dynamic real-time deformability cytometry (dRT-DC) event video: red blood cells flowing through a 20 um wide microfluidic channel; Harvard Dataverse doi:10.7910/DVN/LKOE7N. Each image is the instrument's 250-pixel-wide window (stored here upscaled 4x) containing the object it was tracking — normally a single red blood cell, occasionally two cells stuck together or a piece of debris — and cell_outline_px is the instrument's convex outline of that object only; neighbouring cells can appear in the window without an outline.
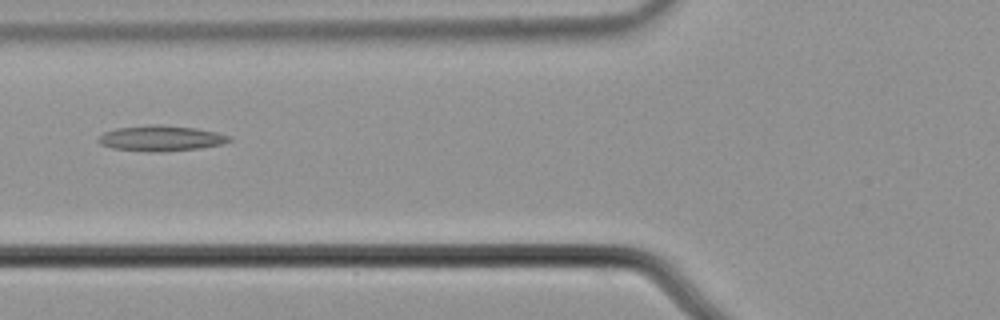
{"species": "common noctule bat (a hibernating species)", "species_latin": "Nyctalus noctula", "temperature_condition": "cold", "stored_images_in_passage": 56, "camera_frame_rate_fps": 3000, "um_per_image_px": 0.085, "animal": {"sex": "male", "body_mass_g": 21.5, "forearm_length_mm": 52.0}, "frame": {"image": 1, "passage_image": 22, "time_ms": 7.0, "image_size_px": [1000, 320], "cell_outline_px": [[232, 140], [220, 144], [200, 148], [160, 152], [152, 152], [112, 148], [100, 144], [96, 140], [104, 132], [116, 128], [152, 124], [160, 124], [196, 128], [216, 132], [232, 136]], "centroid_in_image_um": [13.67, 11.75], "position_along_channel_um": 112.1, "area_um2": 19.54}}
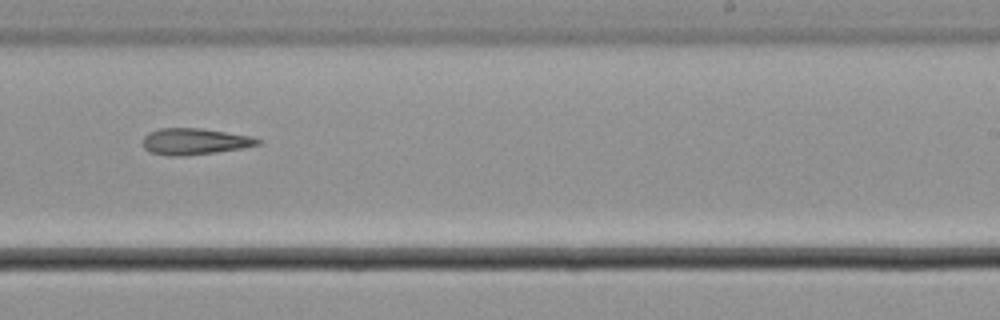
{"frame": {"image": 2, "passage_image": 35, "time_ms": 11.333, "image_size_px": [1000, 320], "cell_outline_px": [[264, 140], [260, 144], [244, 148], [216, 152], [184, 156], [168, 156], [148, 152], [144, 148], [144, 136], [148, 132], [160, 128], [200, 128], [252, 136]], "centroid_in_image_um": [16.56, 12.03], "position_along_channel_um": 272.4, "area_um2": 17.86}}
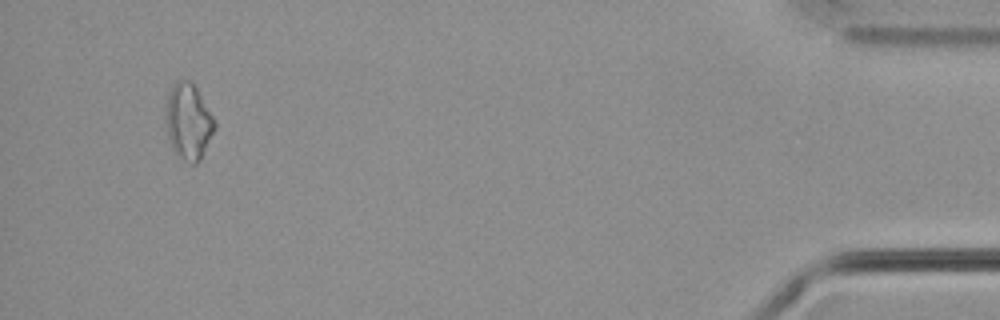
{"frame": {"image": 3, "passage_image": 53, "time_ms": 17.333, "image_size_px": [1000, 320], "cell_outline_px": [[216, 128], [200, 160], [196, 164], [192, 164], [184, 160], [176, 152], [168, 136], [164, 120], [164, 112], [168, 92], [172, 84], [176, 80], [188, 80], [196, 88], [216, 120]], "centroid_in_image_um": [16.0, 10.3], "position_along_channel_um": 419.2, "area_um2": 21.79}}